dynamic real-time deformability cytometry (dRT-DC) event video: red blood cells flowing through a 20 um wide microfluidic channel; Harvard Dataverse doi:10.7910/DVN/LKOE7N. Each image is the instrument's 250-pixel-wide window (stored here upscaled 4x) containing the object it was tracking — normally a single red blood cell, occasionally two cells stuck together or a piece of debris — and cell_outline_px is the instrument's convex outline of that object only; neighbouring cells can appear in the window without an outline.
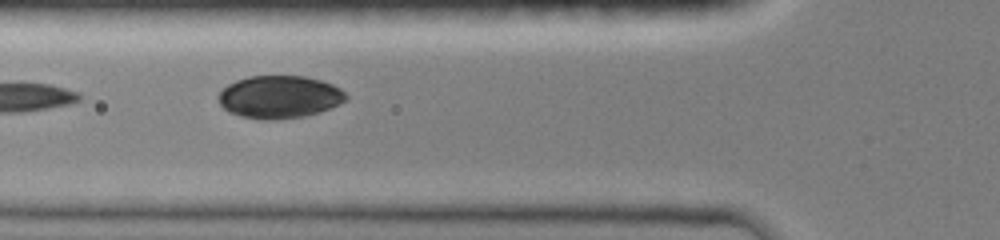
{"species": "common noctule bat (a hibernating species)", "species_latin": "Nyctalus noctula", "temperature_condition": "room temperature", "stored_images_in_passage": 9, "camera_frame_rate_fps": 3000, "um_per_image_px": 0.085, "animal": {"sex": "female", "body_mass_g": 19.0, "forearm_length_mm": 51.5}, "frame": {"image": 1, "passage_image": 3, "time_ms": 0.667, "image_size_px": [1000, 240], "cell_outline_px": [[348, 96], [344, 100], [320, 112], [304, 116], [268, 120], [264, 120], [240, 116], [228, 112], [220, 104], [220, 92], [228, 84], [236, 80], [248, 76], [304, 76], [320, 80], [332, 84], [340, 88]], "centroid_in_image_um": [23.73, 8.23], "position_along_channel_um": 102.1, "area_um2": 31.39}}
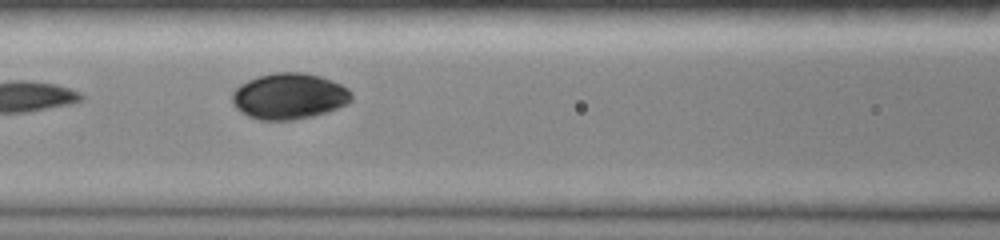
{"frame": {"image": 2, "passage_image": 4, "time_ms": 1.0, "image_size_px": [1000, 240], "cell_outline_px": [[352, 100], [328, 112], [312, 116], [292, 120], [260, 120], [248, 116], [240, 112], [236, 108], [232, 100], [232, 92], [240, 84], [248, 80], [260, 76], [276, 72], [304, 72], [320, 76], [332, 80], [348, 88], [352, 92]], "centroid_in_image_um": [24.57, 8.17], "position_along_channel_um": 142.0, "area_um2": 32.02}}